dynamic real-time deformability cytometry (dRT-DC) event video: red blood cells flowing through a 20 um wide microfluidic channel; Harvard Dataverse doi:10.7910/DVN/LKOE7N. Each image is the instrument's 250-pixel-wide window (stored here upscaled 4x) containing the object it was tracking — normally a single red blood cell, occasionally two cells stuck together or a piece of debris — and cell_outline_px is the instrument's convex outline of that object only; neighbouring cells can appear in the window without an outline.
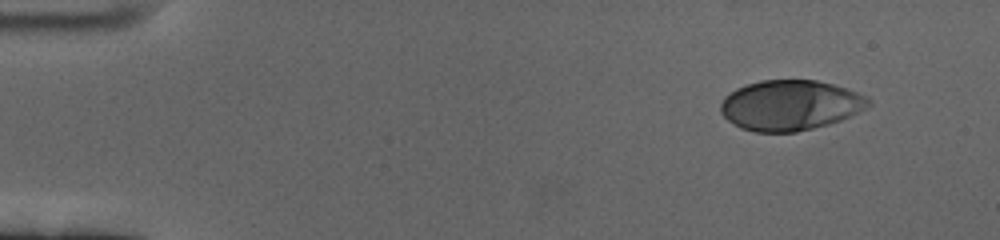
{"species": "human", "species_latin": "Homo sapiens", "temperature_condition": "cold", "stored_images_in_passage": 55, "camera_frame_rate_fps": 3000, "um_per_image_px": 0.085, "donor": {"sex": "female"}, "frame": {"image": 1, "passage_image": 1, "time_ms": 0.0, "image_size_px": [1000, 240], "cell_outline_px": [[872, 104], [840, 120], [828, 124], [796, 132], [756, 132], [740, 128], [728, 120], [720, 112], [720, 104], [724, 96], [736, 88], [760, 80], [816, 80], [832, 84], [868, 96], [872, 100]], "centroid_in_image_um": [67.14, 8.94], "position_along_channel_um": 17.9, "area_um2": 43.18}}
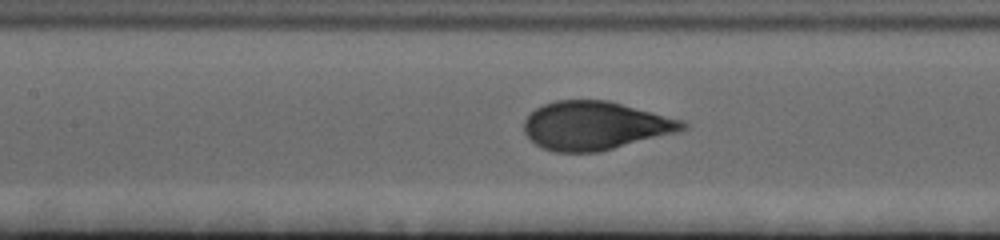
{"frame": {"image": 2, "passage_image": 23, "time_ms": 7.333, "image_size_px": [1000, 240], "cell_outline_px": [[688, 128], [676, 132], [596, 152], [556, 152], [544, 148], [536, 144], [524, 132], [524, 120], [536, 108], [544, 104], [556, 100], [608, 100], [684, 120], [688, 124]], "centroid_in_image_um": [50.58, 10.66], "position_along_channel_um": 156.8, "area_um2": 44.33}}
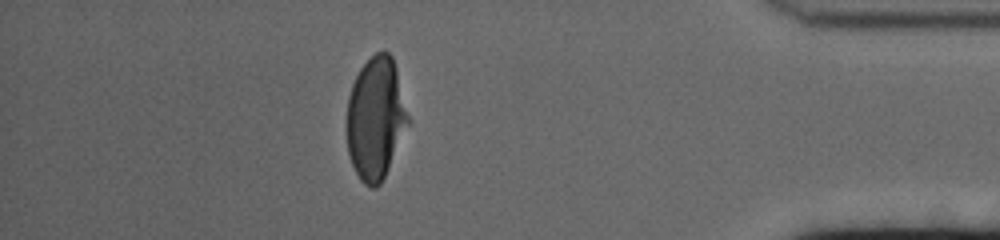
{"frame": {"image": 3, "passage_image": 48, "time_ms": 15.667, "image_size_px": [1000, 240], "cell_outline_px": [[408, 124], [384, 176], [380, 184], [376, 188], [372, 188], [364, 184], [360, 180], [352, 164], [348, 152], [348, 96], [352, 84], [360, 68], [376, 52], [388, 52], [392, 56], [396, 68], [408, 116]], "centroid_in_image_um": [31.92, 10.06], "position_along_channel_um": 403.3, "area_um2": 42.77}, "authors_computed_cell_mechanics": {"area_um2": 44.6794, "velocity_mm_per_s": 3.3985, "shape_relaxation_time_tau1_ms": 4.2593, "shape_relaxation_time_tau2_ms": null, "deformation_change_tau1": 0.1998, "deformation_change_tau2": null}}